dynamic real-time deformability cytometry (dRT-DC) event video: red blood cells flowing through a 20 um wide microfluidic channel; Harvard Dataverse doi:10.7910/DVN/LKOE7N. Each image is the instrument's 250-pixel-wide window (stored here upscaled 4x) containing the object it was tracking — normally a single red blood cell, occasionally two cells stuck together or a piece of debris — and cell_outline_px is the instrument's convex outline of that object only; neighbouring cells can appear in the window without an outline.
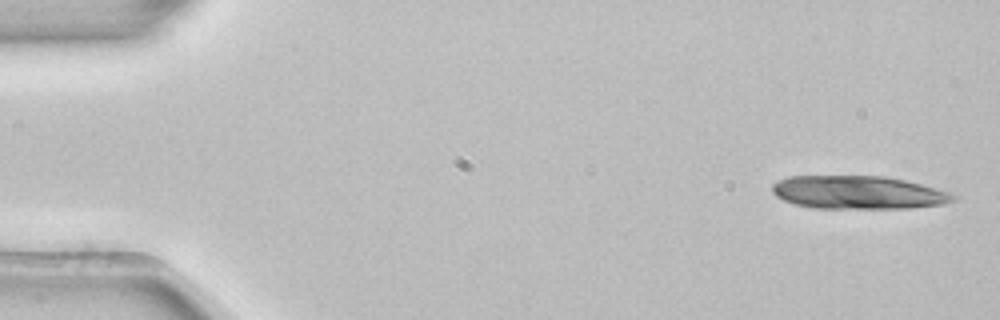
{"species": "common noctule bat (a hibernating species)", "species_latin": "Nyctalus noctula", "temperature_condition": "room temperature", "stored_images_in_passage": 4, "camera_frame_rate_fps": 3000, "um_per_image_px": 0.085, "animal": {"sex": "female", "body_mass_g": 22.7, "forearm_length_mm": 54.2}, "frame": {"image": 1, "passage_image": 1, "time_ms": 0.0, "image_size_px": [1000, 320], "cell_outline_px": [[956, 200], [944, 204], [912, 208], [816, 208], [796, 204], [784, 200], [776, 196], [772, 192], [772, 184], [788, 176], [884, 176], [904, 180], [952, 192], [956, 196]], "centroid_in_image_um": [72.98, 16.36], "position_along_channel_um": 12.0, "area_um2": 35.03}}